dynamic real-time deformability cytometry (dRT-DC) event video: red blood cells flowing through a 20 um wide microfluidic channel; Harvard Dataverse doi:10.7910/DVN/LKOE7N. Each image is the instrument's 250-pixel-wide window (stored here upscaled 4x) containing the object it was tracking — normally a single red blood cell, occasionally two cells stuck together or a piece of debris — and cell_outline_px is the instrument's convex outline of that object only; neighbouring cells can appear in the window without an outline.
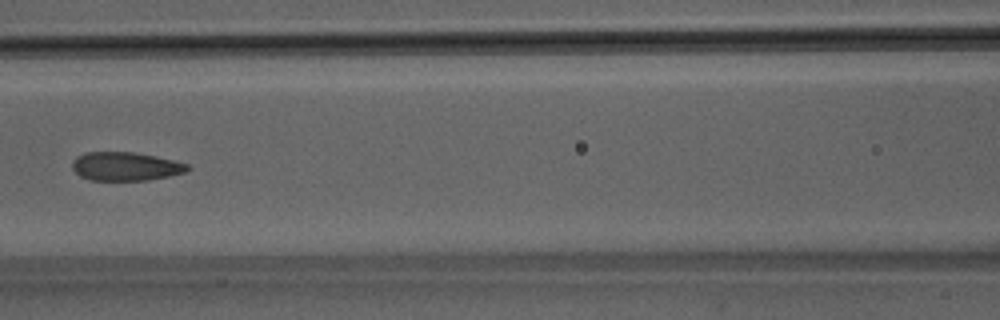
{"species": "Egyptian fruit bat (a non-hibernating species)", "species_latin": "Rousettus aegyptiacus", "temperature_condition": "room temperature", "stored_images_in_passage": 4, "camera_frame_rate_fps": 3000, "um_per_image_px": 0.085, "animal": {"sex": "male"}, "frame": {"image": 1, "passage_image": 4, "time_ms": 1.0, "image_size_px": [1000, 320], "cell_outline_px": [[192, 168], [188, 172], [148, 180], [88, 180], [80, 176], [72, 168], [72, 160], [76, 156], [84, 152], [132, 152], [172, 160], [188, 164]], "centroid_in_image_um": [10.65, 14.15], "position_along_channel_um": 155.9, "area_um2": 19.25}}